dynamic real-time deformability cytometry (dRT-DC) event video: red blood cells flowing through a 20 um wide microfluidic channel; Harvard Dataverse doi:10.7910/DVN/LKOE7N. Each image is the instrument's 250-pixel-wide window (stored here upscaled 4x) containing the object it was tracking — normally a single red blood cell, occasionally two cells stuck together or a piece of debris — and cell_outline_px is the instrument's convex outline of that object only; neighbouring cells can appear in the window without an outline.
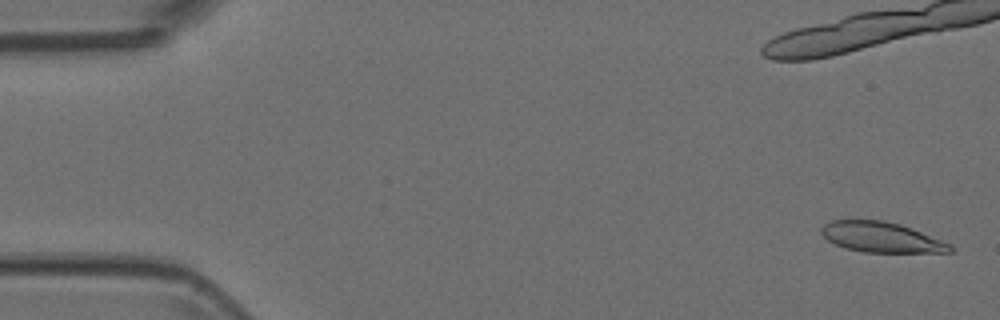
{"species": "Egyptian fruit bat (a non-hibernating species)", "species_latin": "Rousettus aegyptiacus", "temperature_condition": "room temperature", "stored_images_in_passage": 6, "camera_frame_rate_fps": 3000, "um_per_image_px": 0.085, "animal": {"sex": "female"}, "frame": {"image": 1, "passage_image": 1, "time_ms": 0.0, "image_size_px": [1000, 320], "cell_outline_px": [[956, 248], [952, 252], [864, 252], [844, 248], [828, 240], [820, 232], [820, 228], [824, 224], [832, 220], [884, 220], [900, 224], [952, 244]], "centroid_in_image_um": [74.92, 20.16], "position_along_channel_um": 10.1, "area_um2": 22.72}}